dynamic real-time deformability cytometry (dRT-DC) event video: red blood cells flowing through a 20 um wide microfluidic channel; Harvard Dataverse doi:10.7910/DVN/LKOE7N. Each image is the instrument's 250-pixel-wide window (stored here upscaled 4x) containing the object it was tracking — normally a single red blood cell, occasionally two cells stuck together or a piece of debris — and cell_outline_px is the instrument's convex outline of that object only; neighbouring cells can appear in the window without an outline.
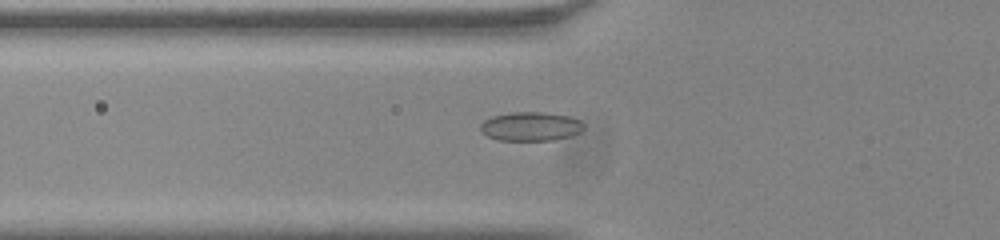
{"species": "common noctule bat (a hibernating species)", "species_latin": "Nyctalus noctula", "temperature_condition": "room temperature", "stored_images_in_passage": 36, "camera_frame_rate_fps": 3000, "um_per_image_px": 0.085, "animal": {"sex": "male", "body_mass_g": 20.0, "forearm_length_mm": 53.3}, "frame": {"image": 1, "passage_image": 2, "time_ms": 0.333, "image_size_px": [1000, 240], "cell_outline_px": [[584, 128], [580, 132], [572, 136], [552, 140], [500, 140], [488, 136], [480, 128], [480, 124], [484, 120], [492, 116], [512, 112], [544, 112], [568, 116], [580, 120], [584, 124]], "centroid_in_image_um": [45.14, 10.74], "position_along_channel_um": 80.7, "area_um2": 17.4}}
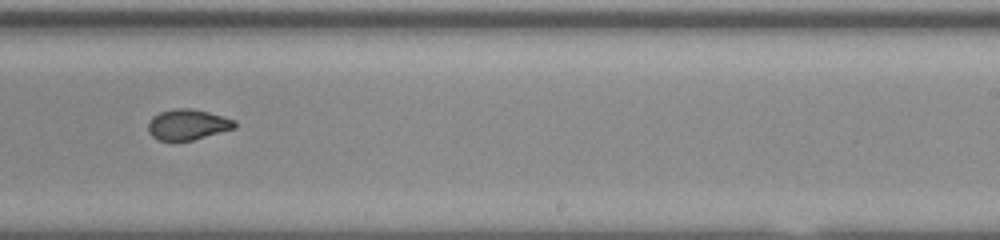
{"frame": {"image": 2, "passage_image": 17, "time_ms": 5.333, "image_size_px": [1000, 240], "cell_outline_px": [[236, 128], [192, 140], [160, 140], [152, 136], [148, 132], [148, 124], [152, 116], [160, 112], [172, 108], [188, 108], [208, 112], [236, 120]], "centroid_in_image_um": [15.95, 10.58], "position_along_channel_um": 273.1, "area_um2": 15.37}}
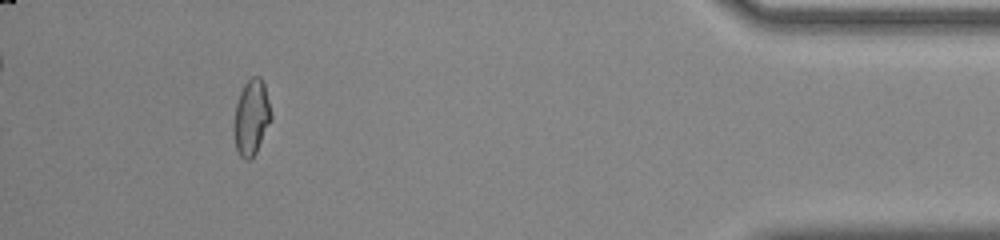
{"frame": {"image": 3, "passage_image": 32, "time_ms": 10.333, "image_size_px": [1000, 240], "cell_outline_px": [[272, 120], [256, 152], [248, 160], [244, 160], [240, 156], [236, 148], [232, 132], [232, 128], [236, 104], [240, 92], [244, 84], [252, 76], [260, 76], [264, 84], [272, 116]], "centroid_in_image_um": [21.35, 9.99], "position_along_channel_um": 413.9, "area_um2": 16.53}, "authors_computed_cell_mechanics": {"area_um2": 15.9817, "velocity_mm_per_s": 3.839, "shape_relaxation_time_tau1_ms": null, "shape_relaxation_time_tau2_ms": 0.9128, "deformation_change_tau1": null, "deformation_change_tau2": 0.0534}}